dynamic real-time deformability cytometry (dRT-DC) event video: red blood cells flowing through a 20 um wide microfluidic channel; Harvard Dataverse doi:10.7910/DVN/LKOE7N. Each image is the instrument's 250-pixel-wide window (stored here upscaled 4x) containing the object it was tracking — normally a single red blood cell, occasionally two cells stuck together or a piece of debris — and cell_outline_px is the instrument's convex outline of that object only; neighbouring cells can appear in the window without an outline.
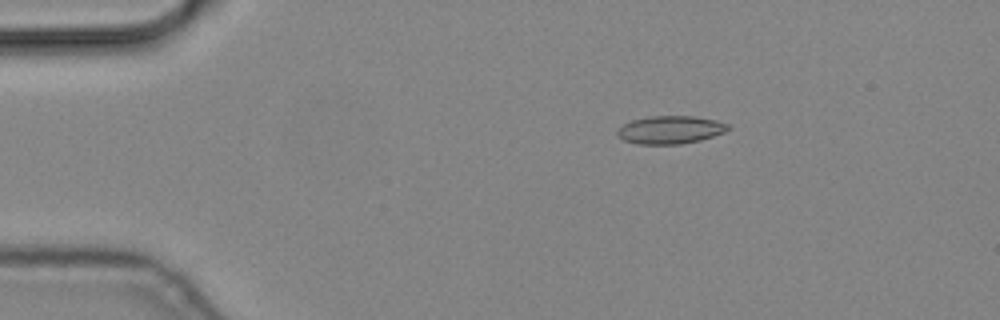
{"species": "common noctule bat (a hibernating species)", "species_latin": "Nyctalus noctula", "temperature_condition": "cold", "stored_images_in_passage": 6, "camera_frame_rate_fps": 3000, "um_per_image_px": 0.085, "animal": {"sex": "male", "body_mass_g": 19.2, "forearm_length_mm": 51.8}, "frame": {"image": 1, "passage_image": 3, "time_ms": 0.667, "image_size_px": [1000, 320], "cell_outline_px": [[732, 128], [724, 132], [700, 140], [680, 144], [636, 144], [624, 140], [616, 136], [616, 132], [624, 124], [632, 120], [648, 116], [696, 116], [716, 120], [728, 124]], "centroid_in_image_um": [56.97, 11.03], "position_along_channel_um": 28.0, "area_um2": 18.09}}
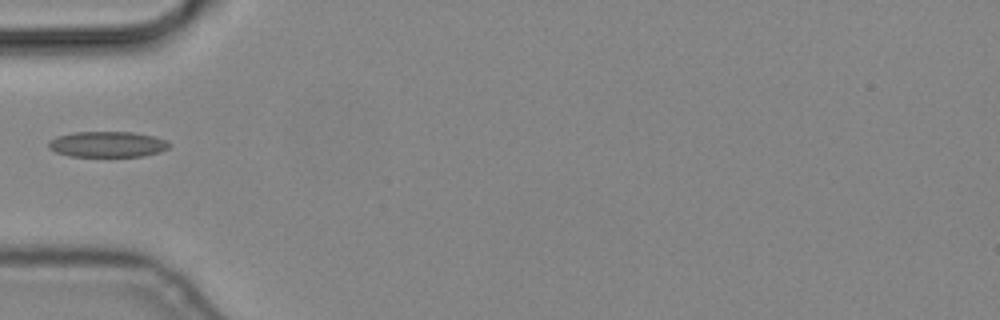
{"frame": {"image": 2, "passage_image": 5, "time_ms": 1.333, "image_size_px": [1000, 320], "cell_outline_px": [[172, 144], [168, 148], [160, 152], [144, 156], [68, 156], [56, 152], [48, 148], [48, 140], [56, 136], [72, 132], [132, 132], [152, 136], [168, 140]], "centroid_in_image_um": [9.12, 12.26], "position_along_channel_um": 75.9, "area_um2": 18.26}}